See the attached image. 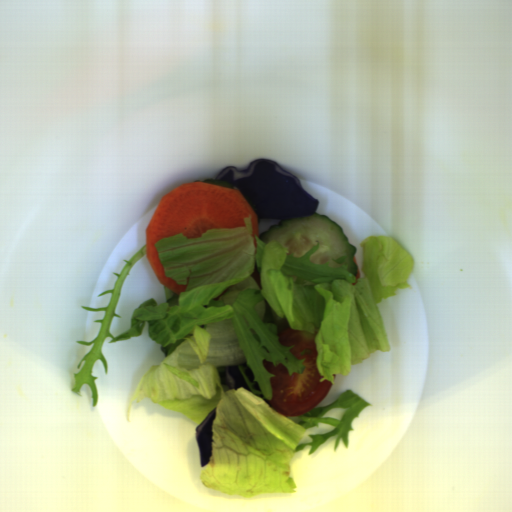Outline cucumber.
<instances>
[{
	"instance_id": "cucumber-2",
	"label": "cucumber",
	"mask_w": 512,
	"mask_h": 512,
	"mask_svg": "<svg viewBox=\"0 0 512 512\" xmlns=\"http://www.w3.org/2000/svg\"><path fill=\"white\" fill-rule=\"evenodd\" d=\"M194 182H201V183H207V184H213V185H218V186H223V187H228V188H231L233 190H238V188L236 186H234L233 184L231 183H228V182H225V181H222V180H216V179H203V180H197V181H194ZM239 191V190H238ZM240 192V191H239Z\"/></svg>"
},
{
	"instance_id": "cucumber-1",
	"label": "cucumber",
	"mask_w": 512,
	"mask_h": 512,
	"mask_svg": "<svg viewBox=\"0 0 512 512\" xmlns=\"http://www.w3.org/2000/svg\"><path fill=\"white\" fill-rule=\"evenodd\" d=\"M259 239L265 244L275 239L288 255L293 254L297 259L319 244L309 256L312 264L328 263L327 266L337 268L340 265L334 260L345 256L347 271L354 276L358 274V265L354 261L357 248L349 243L342 226L325 214L315 212L311 216L285 218L279 224L271 225L268 231H262Z\"/></svg>"
},
{
	"instance_id": "cucumber-3",
	"label": "cucumber",
	"mask_w": 512,
	"mask_h": 512,
	"mask_svg": "<svg viewBox=\"0 0 512 512\" xmlns=\"http://www.w3.org/2000/svg\"><path fill=\"white\" fill-rule=\"evenodd\" d=\"M168 306H178L179 304V294L174 292V295L167 299Z\"/></svg>"
}]
</instances>
